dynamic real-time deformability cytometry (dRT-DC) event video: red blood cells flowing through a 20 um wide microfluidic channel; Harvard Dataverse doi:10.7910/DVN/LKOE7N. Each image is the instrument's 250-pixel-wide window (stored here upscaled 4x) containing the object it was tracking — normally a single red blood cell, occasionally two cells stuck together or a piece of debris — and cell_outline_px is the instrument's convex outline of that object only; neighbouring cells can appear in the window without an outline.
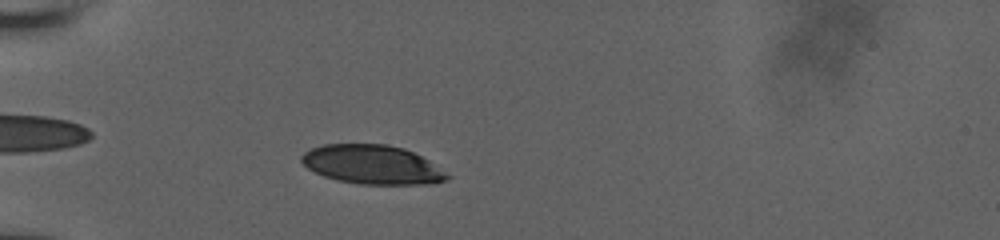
{"species": "human", "species_latin": "Homo sapiens", "temperature_condition": "room temperature", "stored_images_in_passage": 68, "camera_frame_rate_fps": 3000, "um_per_image_px": 0.085, "donor": {"sex": "male"}, "frame": {"image": 1, "passage_image": 15, "time_ms": 3.667, "image_size_px": [1000, 240], "cell_outline_px": [[452, 176], [448, 180], [428, 184], [360, 184], [336, 180], [324, 176], [308, 168], [300, 160], [300, 156], [304, 152], [312, 148], [324, 144], [384, 144], [404, 148], [428, 160]], "centroid_in_image_um": [31.64, 13.99], "position_along_channel_um": 53.4, "area_um2": 33.06}}
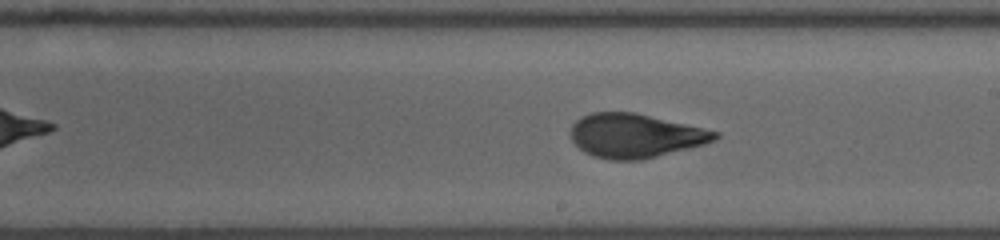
{"frame": {"image": 2, "passage_image": 37, "time_ms": 9.0, "image_size_px": [1000, 240], "cell_outline_px": [[720, 136], [716, 140], [704, 144], [640, 160], [612, 160], [592, 156], [584, 152], [572, 140], [572, 124], [580, 116], [592, 112], [636, 112], [720, 132]], "centroid_in_image_um": [53.99, 11.52], "position_along_channel_um": 235.0, "area_um2": 36.88}}
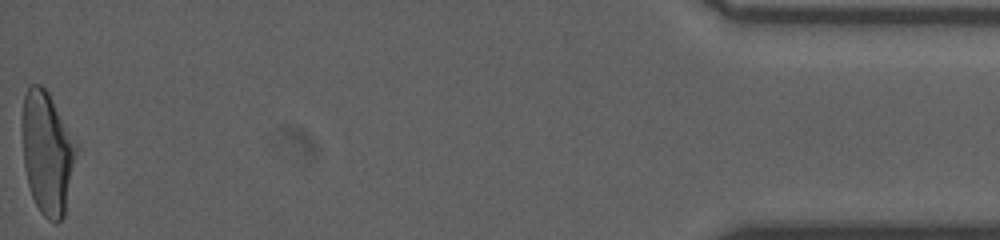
{"frame": {"image": 3, "passage_image": 68, "time_ms": 16.333, "image_size_px": [1000, 240], "cell_outline_px": [[76, 156], [64, 216], [56, 224], [48, 220], [40, 212], [32, 196], [28, 184], [24, 164], [20, 128], [20, 120], [24, 96], [28, 84], [40, 84], [48, 92], [76, 148]], "centroid_in_image_um": [3.94, 12.99], "position_along_channel_um": 431.3, "area_um2": 38.32}, "authors_computed_cell_mechanics": {"area_um2": 36.8186, "velocity_mm_per_s": 3.8321, "shape_relaxation_time_tau1_ms": 5.4433, "shape_relaxation_time_tau2_ms": 0.9713, "deformation_change_tau1": 0.1989, "deformation_change_tau2": 0.0763}}